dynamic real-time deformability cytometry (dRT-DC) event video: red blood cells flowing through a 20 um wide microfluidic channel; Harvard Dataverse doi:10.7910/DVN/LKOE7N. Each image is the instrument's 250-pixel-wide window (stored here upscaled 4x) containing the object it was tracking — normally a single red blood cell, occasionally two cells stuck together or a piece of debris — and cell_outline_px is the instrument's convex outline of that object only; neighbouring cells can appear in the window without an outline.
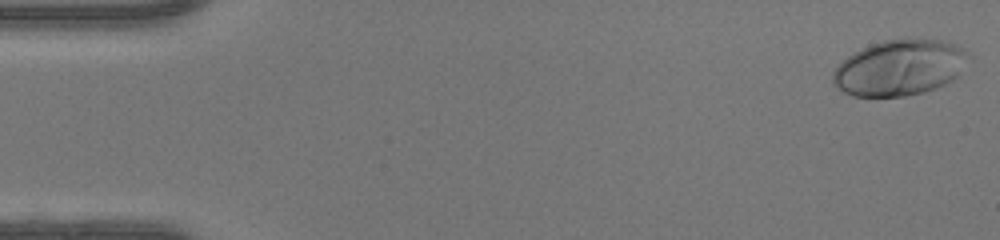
{"species": "human", "species_latin": "Homo sapiens", "temperature_condition": "warm", "stored_images_in_passage": 48, "camera_frame_rate_fps": 3000, "um_per_image_px": 0.085, "donor": {"sex": "female"}, "frame": {"image": 1, "passage_image": 1, "time_ms": 0.0, "image_size_px": [1000, 240], "cell_outline_px": [[972, 56], [956, 76], [952, 80], [936, 88], [924, 92], [904, 96], [852, 96], [844, 92], [832, 84], [832, 72], [848, 56], [872, 44], [884, 40], [904, 36], [948, 40], [964, 48]], "centroid_in_image_um": [76.52, 5.71], "position_along_channel_um": 8.5, "area_um2": 44.74}}
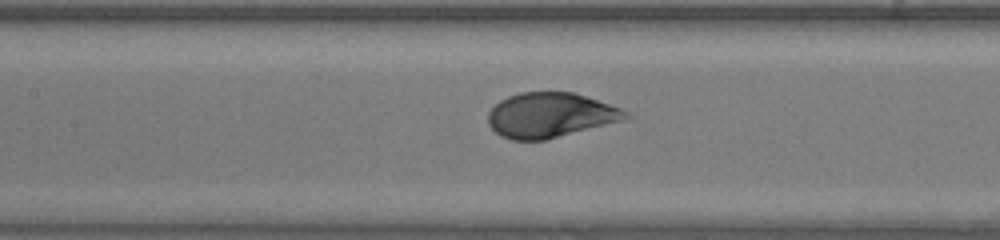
{"frame": {"image": 2, "passage_image": 22, "time_ms": 7.0, "image_size_px": [1000, 240], "cell_outline_px": [[632, 116], [624, 120], [544, 140], [512, 140], [500, 136], [488, 124], [488, 112], [500, 100], [508, 96], [520, 92], [572, 92], [620, 108], [628, 112]], "centroid_in_image_um": [46.74, 9.79], "position_along_channel_um": 160.7, "area_um2": 35.66}}
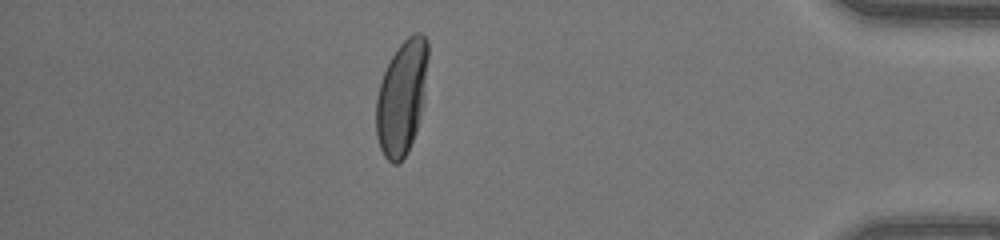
{"frame": {"image": 3, "passage_image": 42, "time_ms": 13.667, "image_size_px": [1000, 240], "cell_outline_px": [[428, 56], [424, 104], [416, 132], [404, 156], [396, 164], [392, 164], [384, 156], [380, 148], [376, 136], [376, 100], [380, 84], [384, 72], [396, 48], [408, 36], [416, 32], [420, 32], [428, 40]], "centroid_in_image_um": [34.16, 8.26], "position_along_channel_um": 401.0, "area_um2": 34.62}, "authors_computed_cell_mechanics": {"area_um2": 37.0209, "velocity_mm_per_s": 4.2669, "shape_relaxation_time_tau1_ms": 4.3314, "shape_relaxation_time_tau2_ms": null, "deformation_change_tau1": 0.23, "deformation_change_tau2": null}}